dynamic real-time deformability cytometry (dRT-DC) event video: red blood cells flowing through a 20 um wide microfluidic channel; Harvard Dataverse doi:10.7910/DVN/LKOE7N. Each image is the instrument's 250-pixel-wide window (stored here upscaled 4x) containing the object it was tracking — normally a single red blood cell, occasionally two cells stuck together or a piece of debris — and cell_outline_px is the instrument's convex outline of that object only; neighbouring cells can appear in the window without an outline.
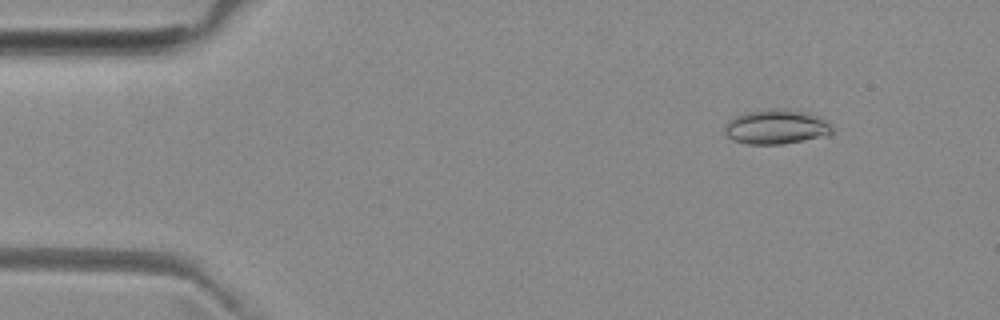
{"species": "common noctule bat (a hibernating species)", "species_latin": "Nyctalus noctula", "temperature_condition": "room temperature", "stored_images_in_passage": 5, "camera_frame_rate_fps": 3000, "um_per_image_px": 0.085, "animal": {"sex": "female", "body_mass_g": 29.2, "forearm_length_mm": 56.3}, "frame": {"image": 1, "passage_image": 2, "time_ms": 1.333, "image_size_px": [1000, 320], "cell_outline_px": [[832, 132], [828, 136], [784, 144], [748, 144], [732, 140], [724, 132], [724, 124], [728, 120], [736, 116], [748, 112], [768, 108], [784, 108], [808, 112], [820, 116], [828, 120], [832, 128]], "centroid_in_image_um": [66.01, 10.77], "position_along_channel_um": 19.0, "area_um2": 22.14}}